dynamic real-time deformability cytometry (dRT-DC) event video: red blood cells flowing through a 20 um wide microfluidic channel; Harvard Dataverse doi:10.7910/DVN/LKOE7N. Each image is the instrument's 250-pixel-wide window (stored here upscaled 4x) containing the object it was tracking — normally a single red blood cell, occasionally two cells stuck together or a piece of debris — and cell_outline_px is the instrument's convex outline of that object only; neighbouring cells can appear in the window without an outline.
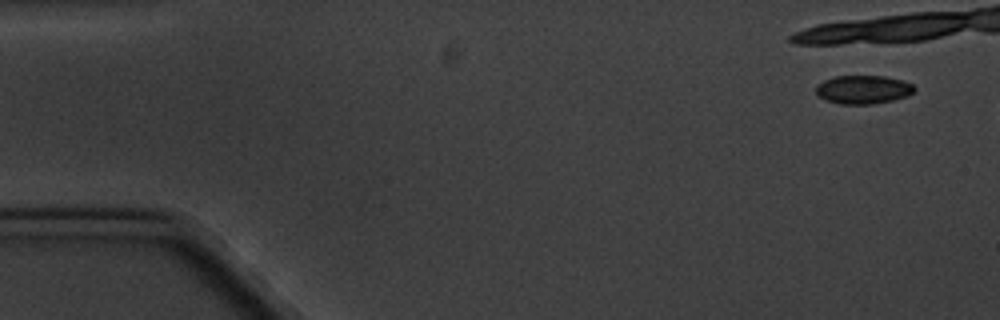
{"species": "common noctule bat (a hibernating species)", "species_latin": "Nyctalus noctula", "temperature_condition": "cold", "stored_images_in_passage": 3, "camera_frame_rate_fps": 3000, "um_per_image_px": 0.085, "animal": {"sex": "male", "body_mass_g": 20.1, "forearm_length_mm": 53.5}, "frame": {"image": 1, "passage_image": 1, "time_ms": 0.0, "image_size_px": [1000, 320], "cell_outline_px": [[916, 88], [908, 96], [892, 100], [872, 104], [840, 104], [824, 100], [816, 96], [816, 88], [824, 80], [836, 76], [884, 76], [900, 80], [912, 84]], "centroid_in_image_um": [73.34, 7.62], "position_along_channel_um": 11.7, "area_um2": 16.3}}